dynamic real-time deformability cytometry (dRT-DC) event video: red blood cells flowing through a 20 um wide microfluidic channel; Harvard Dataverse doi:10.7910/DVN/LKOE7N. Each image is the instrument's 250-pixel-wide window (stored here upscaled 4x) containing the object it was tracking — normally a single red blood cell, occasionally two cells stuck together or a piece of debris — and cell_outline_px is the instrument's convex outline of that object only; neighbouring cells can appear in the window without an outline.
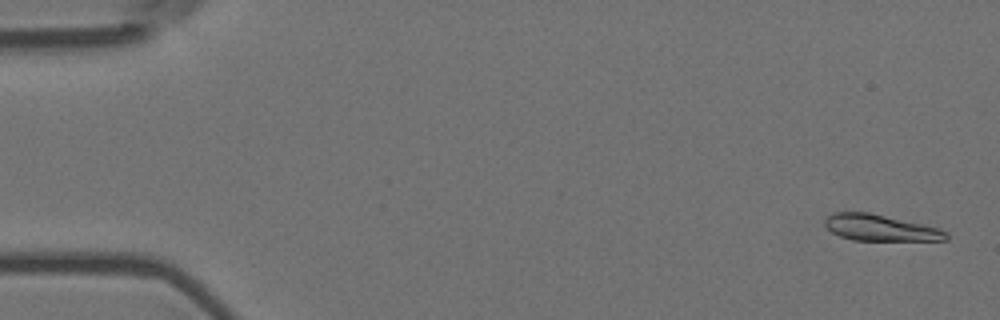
{"species": "Egyptian fruit bat (a non-hibernating species)", "species_latin": "Rousettus aegyptiacus", "temperature_condition": "room temperature", "stored_images_in_passage": 5, "camera_frame_rate_fps": 3000, "um_per_image_px": 0.085, "animal": {"sex": "female"}, "frame": {"image": 1, "passage_image": 1, "time_ms": 0.0, "image_size_px": [1000, 320], "cell_outline_px": [[948, 240], [852, 240], [840, 236], [832, 232], [824, 224], [824, 220], [832, 212], [868, 212], [940, 228], [948, 232]], "centroid_in_image_um": [74.82, 19.36], "position_along_channel_um": 10.2, "area_um2": 18.44}}
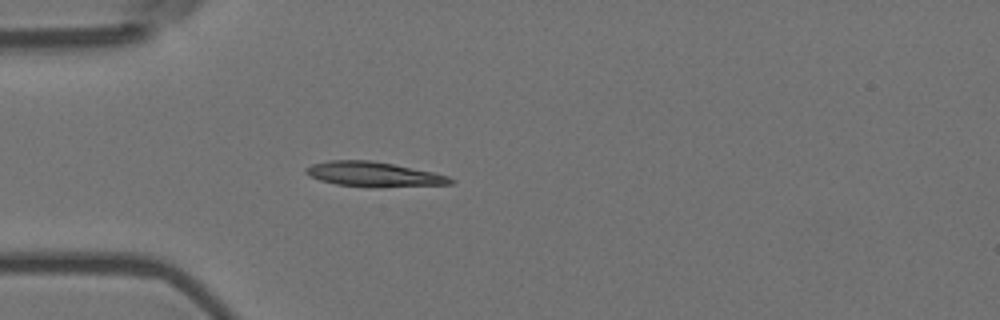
{"frame": {"image": 2, "passage_image": 5, "time_ms": 1.333, "image_size_px": [1000, 320], "cell_outline_px": [[456, 180], [452, 184], [380, 188], [368, 188], [336, 184], [320, 180], [308, 176], [304, 172], [304, 168], [312, 164], [328, 160], [372, 160], [432, 172], [448, 176]], "centroid_in_image_um": [31.74, 14.83], "position_along_channel_um": 53.3, "area_um2": 21.27}}